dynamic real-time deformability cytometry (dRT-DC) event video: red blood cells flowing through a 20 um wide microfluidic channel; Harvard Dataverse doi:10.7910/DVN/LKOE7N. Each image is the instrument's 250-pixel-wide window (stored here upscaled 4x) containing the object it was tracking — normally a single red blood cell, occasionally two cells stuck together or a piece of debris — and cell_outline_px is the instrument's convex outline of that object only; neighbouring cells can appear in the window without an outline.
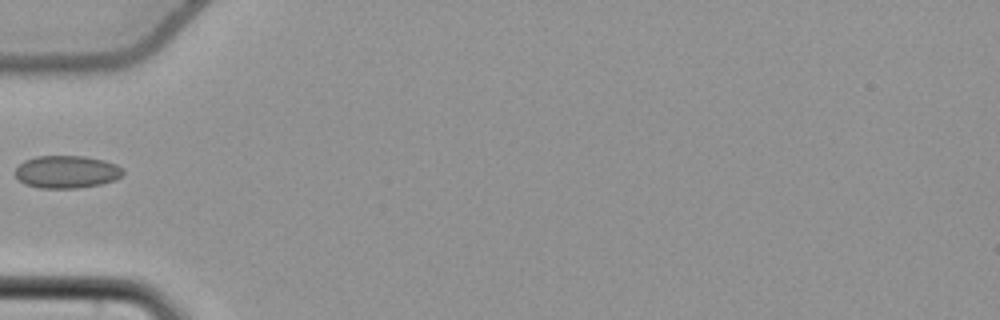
{"species": "common noctule bat (a hibernating species)", "species_latin": "Nyctalus noctula", "temperature_condition": "cold", "stored_images_in_passage": 36, "camera_frame_rate_fps": 3000, "um_per_image_px": 0.085, "animal": {"sex": "female", "body_mass_g": 22.7, "forearm_length_mm": 54.2}, "frame": {"image": 1, "passage_image": 1, "time_ms": 0.0, "image_size_px": [1000, 320], "cell_outline_px": [[124, 172], [116, 180], [100, 184], [76, 188], [40, 188], [24, 184], [12, 172], [24, 160], [36, 156], [84, 156], [104, 160], [116, 164], [124, 168]], "centroid_in_image_um": [5.66, 14.6], "position_along_channel_um": 79.3, "area_um2": 20.63}}
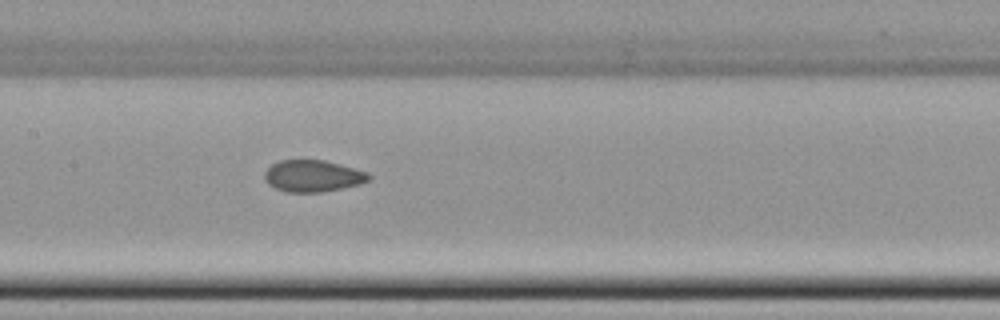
{"frame": {"image": 2, "passage_image": 9, "time_ms": 2.667, "image_size_px": [1000, 320], "cell_outline_px": [[372, 176], [368, 180], [360, 184], [320, 192], [284, 192], [268, 184], [264, 180], [264, 172], [272, 164], [280, 160], [324, 160], [340, 164], [368, 172]], "centroid_in_image_um": [26.57, 14.95], "position_along_channel_um": 180.8, "area_um2": 19.25}}
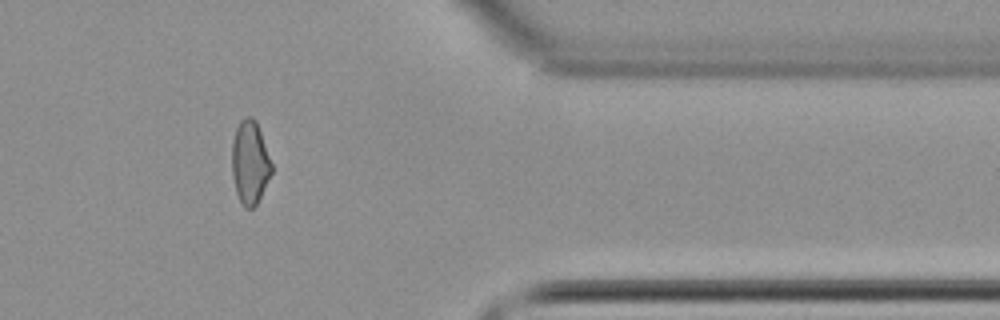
{"frame": {"image": 3, "passage_image": 27, "time_ms": 8.667, "image_size_px": [1000, 320], "cell_outline_px": [[272, 172], [256, 204], [252, 208], [244, 208], [236, 192], [232, 176], [232, 140], [236, 128], [240, 120], [244, 116], [252, 116], [256, 120], [272, 164]], "centroid_in_image_um": [21.23, 13.77], "position_along_channel_um": 390.2, "area_um2": 19.19}}